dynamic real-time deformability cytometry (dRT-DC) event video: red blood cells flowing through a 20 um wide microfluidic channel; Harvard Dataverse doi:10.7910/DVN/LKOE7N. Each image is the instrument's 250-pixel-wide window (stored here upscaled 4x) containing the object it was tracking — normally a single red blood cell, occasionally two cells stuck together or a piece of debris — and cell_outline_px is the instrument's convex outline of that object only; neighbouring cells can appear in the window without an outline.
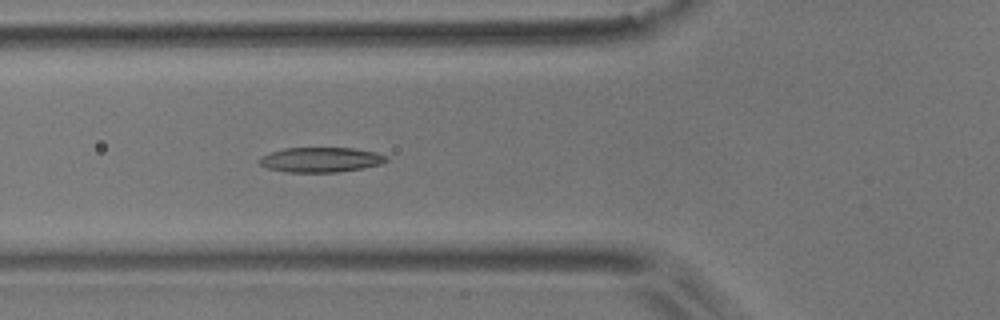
{"species": "common noctule bat (a hibernating species)", "species_latin": "Nyctalus noctula", "temperature_condition": "room temperature", "stored_images_in_passage": 5, "camera_frame_rate_fps": 3000, "um_per_image_px": 0.085, "animal": {"sex": "male", "body_mass_g": 17.9}, "frame": {"image": 1, "passage_image": 5, "time_ms": 1.333, "image_size_px": [1000, 320], "cell_outline_px": [[388, 160], [380, 164], [364, 168], [336, 172], [284, 172], [268, 168], [260, 164], [260, 156], [284, 148], [352, 148], [376, 152], [388, 156]], "centroid_in_image_um": [27.28, 13.58], "position_along_channel_um": 98.5, "area_um2": 18.38}}